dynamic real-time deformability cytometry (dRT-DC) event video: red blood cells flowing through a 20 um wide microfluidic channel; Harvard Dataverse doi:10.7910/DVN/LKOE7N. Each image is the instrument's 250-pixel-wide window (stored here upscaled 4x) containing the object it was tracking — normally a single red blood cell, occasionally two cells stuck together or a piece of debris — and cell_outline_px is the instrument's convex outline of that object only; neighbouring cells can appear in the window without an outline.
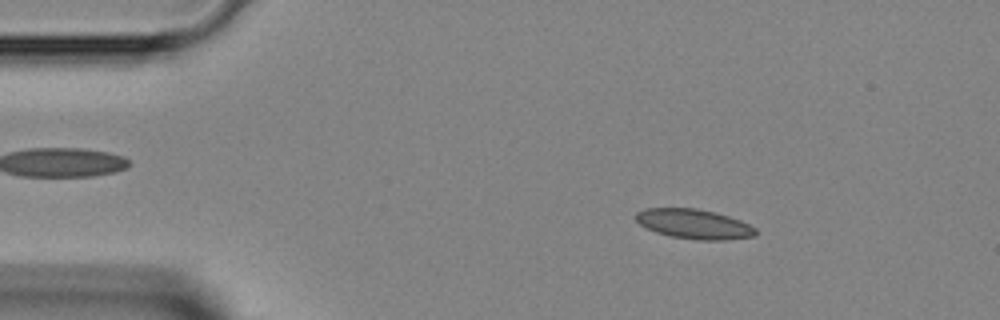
{"species": "Egyptian fruit bat (a non-hibernating species)", "species_latin": "Rousettus aegyptiacus", "temperature_condition": "room temperature", "stored_images_in_passage": 43, "camera_frame_rate_fps": 3000, "um_per_image_px": 0.085, "animal": {"sex": "female"}, "frame": {"image": 1, "passage_image": 6, "time_ms": 1.667, "image_size_px": [1000, 320], "cell_outline_px": [[756, 236], [724, 240], [700, 240], [672, 236], [656, 232], [640, 224], [636, 220], [636, 212], [644, 208], [696, 208], [728, 216], [740, 220], [756, 228]], "centroid_in_image_um": [58.99, 19.04], "position_along_channel_um": 26.0, "area_um2": 20.52}}
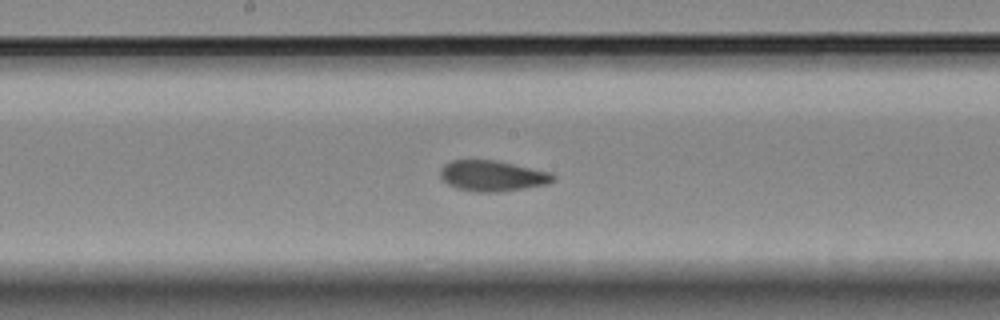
{"frame": {"image": 2, "passage_image": 22, "time_ms": 7.0, "image_size_px": [1000, 320], "cell_outline_px": [[556, 180], [548, 184], [500, 192], [476, 192], [456, 188], [448, 184], [440, 176], [440, 168], [444, 164], [452, 160], [496, 160], [552, 172], [556, 176]], "centroid_in_image_um": [41.88, 14.94], "position_along_channel_um": 206.3, "area_um2": 20.4}}
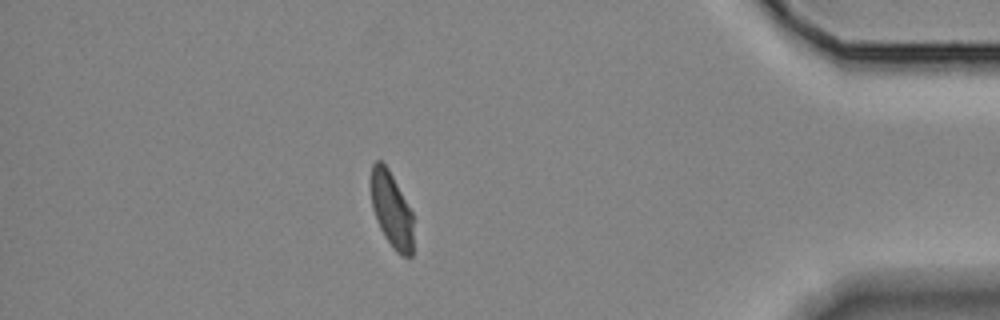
{"frame": {"image": 3, "passage_image": 38, "time_ms": 12.333, "image_size_px": [1000, 320], "cell_outline_px": [[412, 256], [404, 256], [396, 252], [392, 248], [384, 236], [380, 228], [372, 208], [372, 164], [376, 160], [380, 160], [388, 168], [412, 212]], "centroid_in_image_um": [33.28, 17.85], "position_along_channel_um": 401.9, "area_um2": 18.26}}